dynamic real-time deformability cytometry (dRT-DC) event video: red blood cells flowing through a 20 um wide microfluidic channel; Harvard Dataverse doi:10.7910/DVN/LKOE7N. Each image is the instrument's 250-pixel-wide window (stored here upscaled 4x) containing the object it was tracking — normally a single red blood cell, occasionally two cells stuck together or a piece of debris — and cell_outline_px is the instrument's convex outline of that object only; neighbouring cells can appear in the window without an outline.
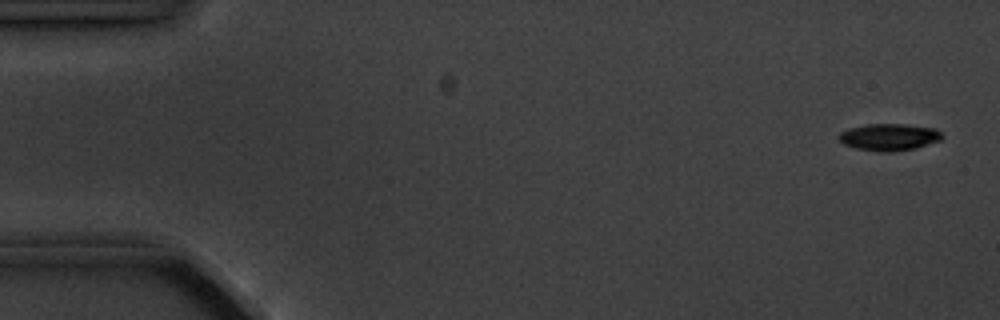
{"species": "common noctule bat (a hibernating species)", "species_latin": "Nyctalus noctula", "temperature_condition": "cold", "stored_images_in_passage": 4, "camera_frame_rate_fps": 3000, "um_per_image_px": 0.085, "animal": {"sex": "male", "body_mass_g": 20.1, "forearm_length_mm": 53.5}, "frame": {"image": 1, "passage_image": 1, "time_ms": 0.0, "image_size_px": [1000, 320], "cell_outline_px": [[944, 136], [940, 140], [916, 148], [888, 152], [884, 152], [856, 148], [844, 144], [840, 140], [840, 132], [848, 128], [868, 124], [904, 124], [936, 128]], "centroid_in_image_um": [75.6, 11.64], "position_along_channel_um": 9.4, "area_um2": 16.07}}